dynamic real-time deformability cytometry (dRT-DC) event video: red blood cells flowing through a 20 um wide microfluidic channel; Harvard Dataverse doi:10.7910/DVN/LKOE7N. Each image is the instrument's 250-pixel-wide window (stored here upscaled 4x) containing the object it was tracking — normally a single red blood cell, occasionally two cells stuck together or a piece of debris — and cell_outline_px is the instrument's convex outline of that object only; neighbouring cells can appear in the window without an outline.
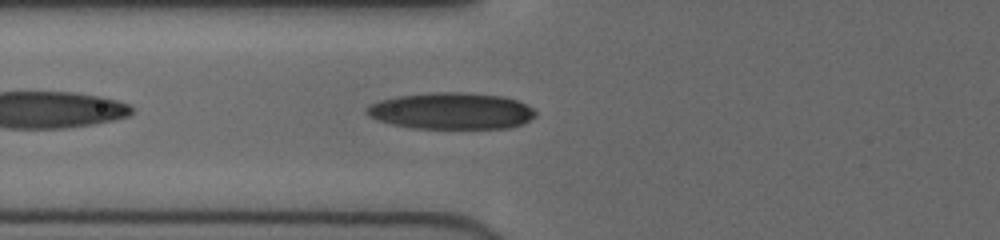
{"species": "human", "species_latin": "Homo sapiens", "temperature_condition": "cold", "stored_images_in_passage": 34, "camera_frame_rate_fps": 3000, "um_per_image_px": 0.085, "donor": {"sex": "female"}, "frame": {"image": 1, "passage_image": 3, "time_ms": 0.667, "image_size_px": [1000, 240], "cell_outline_px": [[536, 116], [520, 124], [508, 128], [412, 128], [392, 124], [368, 116], [364, 112], [364, 108], [380, 100], [396, 96], [436, 92], [460, 92], [504, 96], [516, 100], [532, 108], [536, 112]], "centroid_in_image_um": [38.34, 9.43], "position_along_channel_um": 87.5, "area_um2": 35.84}}
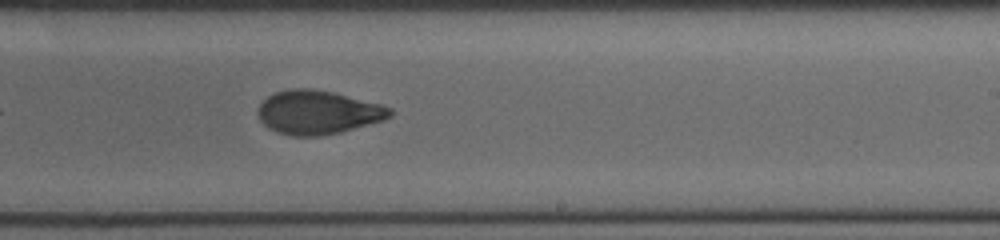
{"frame": {"image": 2, "passage_image": 16, "time_ms": 5.0, "image_size_px": [1000, 240], "cell_outline_px": [[392, 116], [384, 120], [340, 132], [316, 136], [292, 136], [276, 132], [268, 128], [260, 120], [256, 112], [260, 104], [272, 92], [292, 88], [308, 88], [332, 92], [380, 104], [392, 108]], "centroid_in_image_um": [26.99, 9.55], "position_along_channel_um": 262.0, "area_um2": 33.64}}
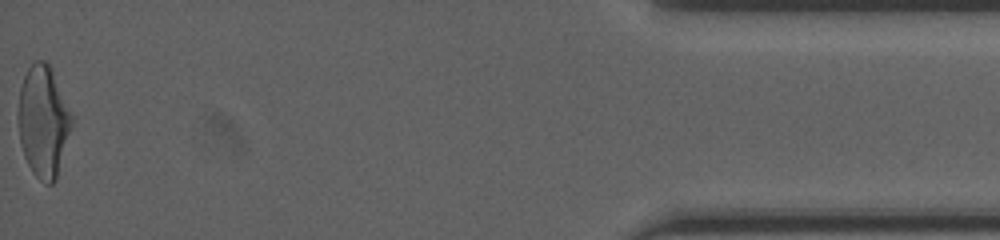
{"frame": {"image": 3, "passage_image": 34, "time_ms": 11.0, "image_size_px": [1000, 240], "cell_outline_px": [[72, 124], [56, 180], [52, 184], [44, 184], [32, 172], [24, 156], [20, 144], [16, 120], [20, 88], [24, 76], [28, 68], [36, 60], [44, 60], [48, 64], [52, 72], [72, 116]], "centroid_in_image_um": [3.64, 10.36], "position_along_channel_um": 431.6, "area_um2": 34.56}, "authors_computed_cell_mechanics": {"area_um2": 33.8997, "velocity_mm_per_s": 4.0206, "shape_relaxation_time_tau1_ms": 4.3536, "shape_relaxation_time_tau2_ms": 1.9008, "deformation_change_tau1": 0.1821, "deformation_change_tau2": 0.0674}}